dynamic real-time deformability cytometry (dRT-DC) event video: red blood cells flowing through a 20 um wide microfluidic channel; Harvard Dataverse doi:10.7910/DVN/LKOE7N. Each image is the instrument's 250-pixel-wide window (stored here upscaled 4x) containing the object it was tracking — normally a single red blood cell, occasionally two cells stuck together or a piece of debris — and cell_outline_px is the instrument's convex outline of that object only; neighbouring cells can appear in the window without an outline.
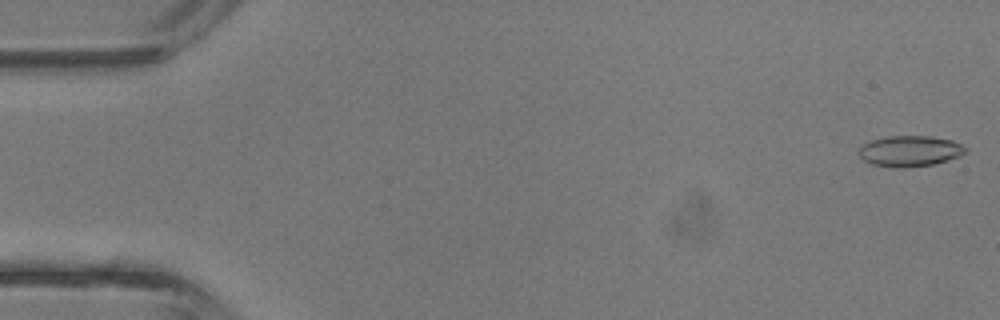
{"species": "common noctule bat (a hibernating species)", "species_latin": "Nyctalus noctula", "temperature_condition": "room temperature", "stored_images_in_passage": 10, "camera_frame_rate_fps": 3000, "um_per_image_px": 0.085, "animal": {"sex": "male", "body_mass_g": 13.3}, "frame": {"image": 1, "passage_image": 1, "time_ms": 0.0, "image_size_px": [1000, 320], "cell_outline_px": [[968, 148], [960, 156], [948, 160], [932, 164], [904, 168], [900, 168], [872, 164], [864, 160], [860, 156], [860, 148], [864, 144], [872, 140], [888, 136], [928, 136], [952, 140], [964, 144]], "centroid_in_image_um": [77.38, 12.83], "position_along_channel_um": 7.6, "area_um2": 19.02}}